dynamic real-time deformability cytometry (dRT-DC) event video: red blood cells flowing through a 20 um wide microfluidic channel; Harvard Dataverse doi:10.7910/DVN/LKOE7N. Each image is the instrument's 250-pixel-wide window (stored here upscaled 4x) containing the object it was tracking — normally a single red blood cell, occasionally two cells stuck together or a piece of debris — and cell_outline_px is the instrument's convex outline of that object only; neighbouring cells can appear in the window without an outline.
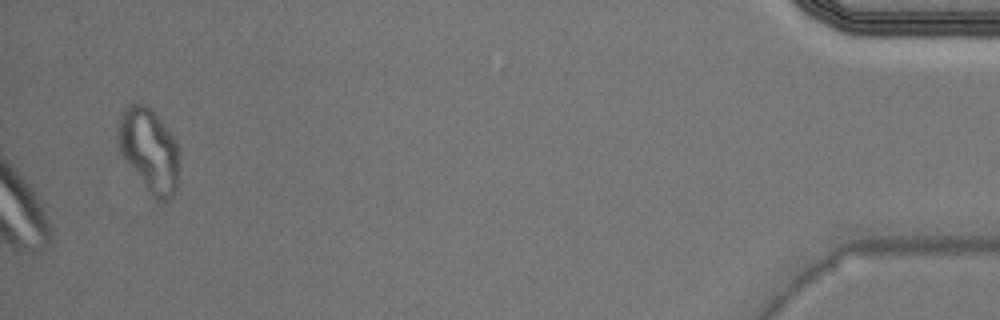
{"species": "Egyptian fruit bat (a non-hibernating species)", "species_latin": "Rousettus aegyptiacus", "temperature_condition": "warm", "stored_images_in_passage": 44, "camera_frame_rate_fps": 3000, "um_per_image_px": 0.085, "animal": {"sex": "male"}, "frame": {"image": 1, "passage_image": 44, "time_ms": 14.333, "image_size_px": [1000, 320], "cell_outline_px": [[180, 156], [176, 192], [168, 200], [156, 204], [120, 152], [116, 136], [116, 128], [120, 112], [128, 104], [148, 104], [176, 140]], "centroid_in_image_um": [12.67, 12.79], "position_along_channel_um": 422.5, "area_um2": 30.63}}